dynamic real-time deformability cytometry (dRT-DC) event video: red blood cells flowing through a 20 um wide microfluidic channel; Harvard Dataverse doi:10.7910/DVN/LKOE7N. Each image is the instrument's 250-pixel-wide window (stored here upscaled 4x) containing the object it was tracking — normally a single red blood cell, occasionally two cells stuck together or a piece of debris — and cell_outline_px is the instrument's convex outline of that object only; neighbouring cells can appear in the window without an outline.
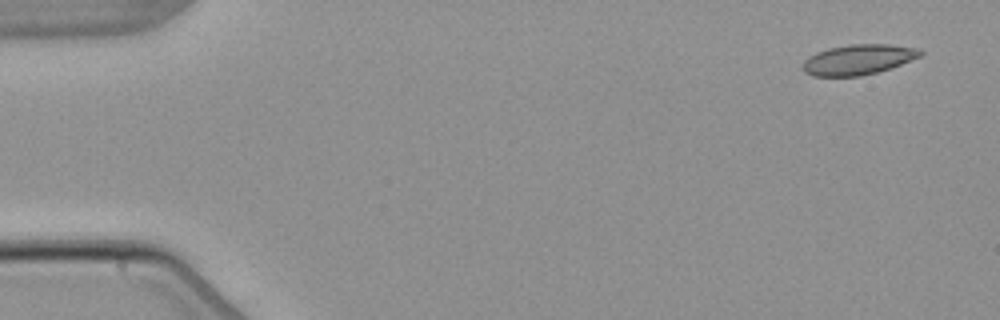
{"species": "common noctule bat (a hibernating species)", "species_latin": "Nyctalus noctula", "temperature_condition": "warm", "stored_images_in_passage": 4, "camera_frame_rate_fps": 3000, "um_per_image_px": 0.085, "animal": {"sex": "male", "body_mass_g": 21.5, "forearm_length_mm": 52.0}, "frame": {"image": 1, "passage_image": 1, "time_ms": 0.0, "image_size_px": [1000, 320], "cell_outline_px": [[924, 52], [920, 56], [892, 68], [860, 76], [812, 76], [804, 72], [804, 60], [808, 56], [816, 52], [828, 48], [848, 44], [888, 44], [920, 48]], "centroid_in_image_um": [72.96, 5.05], "position_along_channel_um": 12.0, "area_um2": 20.81}}
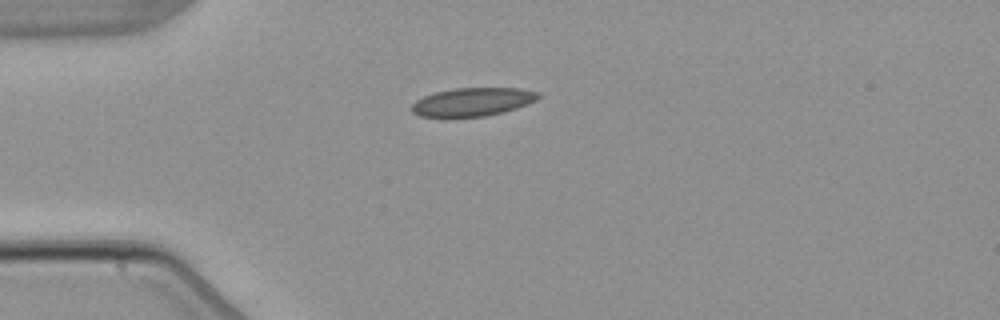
{"frame": {"image": 2, "passage_image": 4, "time_ms": 3.667, "image_size_px": [1000, 320], "cell_outline_px": [[540, 96], [536, 100], [528, 104], [504, 112], [484, 116], [420, 116], [412, 112], [408, 108], [416, 100], [424, 96], [436, 92], [456, 88], [520, 88], [540, 92]], "centroid_in_image_um": [40.18, 8.65], "position_along_channel_um": 44.8, "area_um2": 20.81}}